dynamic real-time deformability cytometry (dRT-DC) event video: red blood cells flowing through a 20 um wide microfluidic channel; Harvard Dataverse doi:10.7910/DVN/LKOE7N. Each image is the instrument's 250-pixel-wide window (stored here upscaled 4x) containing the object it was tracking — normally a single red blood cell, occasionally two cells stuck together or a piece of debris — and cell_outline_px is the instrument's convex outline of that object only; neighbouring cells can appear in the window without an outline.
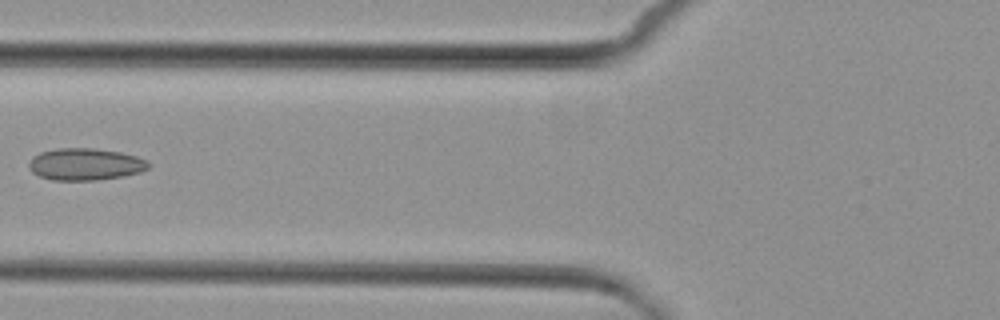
{"species": "common noctule bat (a hibernating species)", "species_latin": "Nyctalus noctula", "temperature_condition": "cold", "stored_images_in_passage": 7, "camera_frame_rate_fps": 3000, "um_per_image_px": 0.085, "animal": {"sex": "female", "body_mass_g": 29.2, "forearm_length_mm": 56.3}, "frame": {"image": 1, "passage_image": 7, "time_ms": 7.0, "image_size_px": [1000, 320], "cell_outline_px": [[152, 164], [148, 168], [140, 172], [124, 176], [96, 180], [52, 180], [40, 176], [32, 172], [28, 164], [32, 156], [40, 152], [56, 148], [92, 148], [120, 152], [136, 156], [148, 160]], "centroid_in_image_um": [7.26, 13.96], "position_along_channel_um": 118.5, "area_um2": 22.43}}